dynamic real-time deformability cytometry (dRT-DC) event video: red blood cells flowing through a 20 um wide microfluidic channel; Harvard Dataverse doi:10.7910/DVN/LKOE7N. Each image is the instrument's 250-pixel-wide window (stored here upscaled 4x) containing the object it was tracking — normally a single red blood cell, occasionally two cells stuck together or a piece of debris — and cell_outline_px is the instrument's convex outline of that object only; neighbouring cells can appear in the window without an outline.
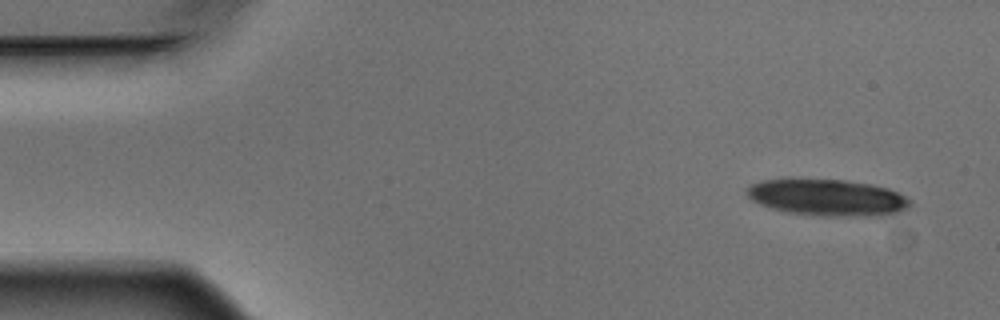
{"species": "Egyptian fruit bat (a non-hibernating species)", "species_latin": "Rousettus aegyptiacus", "temperature_condition": "warm", "stored_images_in_passage": 4, "camera_frame_rate_fps": 3000, "um_per_image_px": 0.085, "animal": {"sex": "male"}, "frame": {"image": 1, "passage_image": 1, "time_ms": 0.0, "image_size_px": [1000, 320], "cell_outline_px": [[912, 204], [908, 208], [892, 216], [824, 216], [788, 212], [772, 208], [760, 204], [752, 200], [744, 192], [752, 184], [760, 180], [788, 176], [844, 180], [868, 184], [888, 188], [904, 196]], "centroid_in_image_um": [70.29, 16.76], "position_along_channel_um": 14.7, "area_um2": 35.78}}